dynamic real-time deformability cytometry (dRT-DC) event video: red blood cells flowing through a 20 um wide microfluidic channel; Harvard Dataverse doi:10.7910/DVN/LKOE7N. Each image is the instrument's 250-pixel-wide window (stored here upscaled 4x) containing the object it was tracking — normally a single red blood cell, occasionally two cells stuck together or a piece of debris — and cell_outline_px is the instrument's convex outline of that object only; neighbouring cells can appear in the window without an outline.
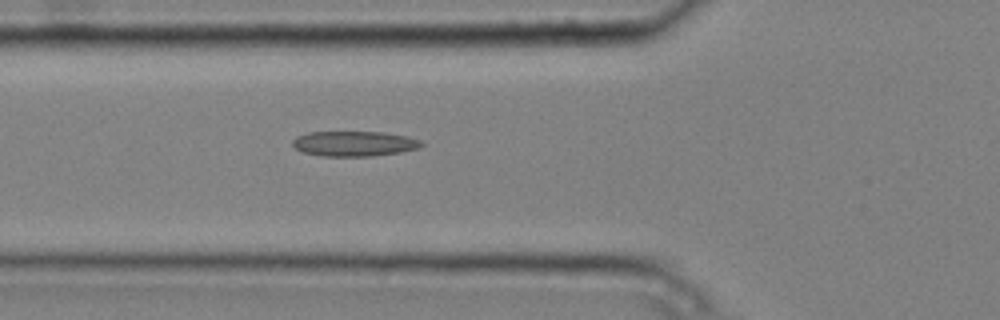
{"species": "common noctule bat (a hibernating species)", "species_latin": "Nyctalus noctula", "temperature_condition": "cold", "stored_images_in_passage": 5, "camera_frame_rate_fps": 3000, "um_per_image_px": 0.085, "animal": {"sex": "male", "body_mass_g": 20.4}, "frame": {"image": 1, "passage_image": 5, "time_ms": 1.333, "image_size_px": [1000, 320], "cell_outline_px": [[424, 144], [420, 148], [400, 152], [372, 156], [320, 156], [304, 152], [296, 148], [292, 144], [292, 140], [296, 136], [308, 132], [384, 132], [408, 136], [420, 140]], "centroid_in_image_um": [30.12, 12.2], "position_along_channel_um": 95.7, "area_um2": 18.96}}